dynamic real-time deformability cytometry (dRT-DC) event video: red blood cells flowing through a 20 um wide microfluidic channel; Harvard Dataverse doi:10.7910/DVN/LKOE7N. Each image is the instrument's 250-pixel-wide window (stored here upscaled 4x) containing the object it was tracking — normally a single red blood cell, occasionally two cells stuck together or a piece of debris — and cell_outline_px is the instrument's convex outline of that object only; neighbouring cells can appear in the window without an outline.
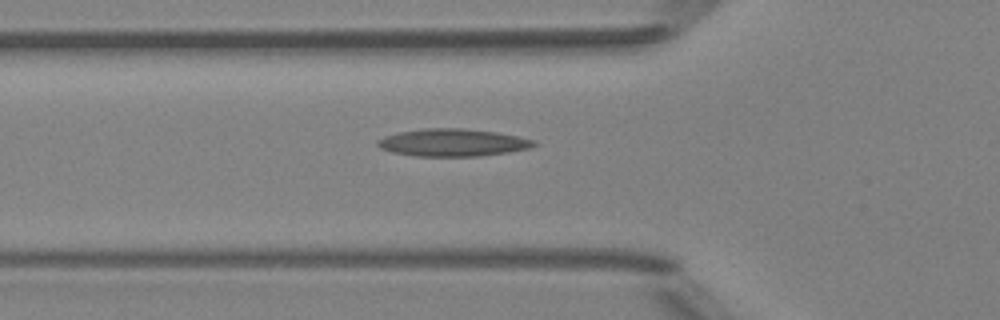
{"species": "Egyptian fruit bat (a non-hibernating species)", "species_latin": "Rousettus aegyptiacus", "temperature_condition": "room temperature", "stored_images_in_passage": 5, "camera_frame_rate_fps": 3000, "um_per_image_px": 0.085, "animal": {"sex": "female"}, "frame": {"image": 1, "passage_image": 5, "time_ms": 4.667, "image_size_px": [1000, 320], "cell_outline_px": [[540, 144], [532, 148], [508, 152], [480, 156], [416, 156], [392, 152], [380, 148], [376, 144], [376, 140], [384, 136], [400, 132], [424, 128], [464, 128], [496, 132], [536, 140]], "centroid_in_image_um": [38.51, 12.12], "position_along_channel_um": 87.3, "area_um2": 25.2}}